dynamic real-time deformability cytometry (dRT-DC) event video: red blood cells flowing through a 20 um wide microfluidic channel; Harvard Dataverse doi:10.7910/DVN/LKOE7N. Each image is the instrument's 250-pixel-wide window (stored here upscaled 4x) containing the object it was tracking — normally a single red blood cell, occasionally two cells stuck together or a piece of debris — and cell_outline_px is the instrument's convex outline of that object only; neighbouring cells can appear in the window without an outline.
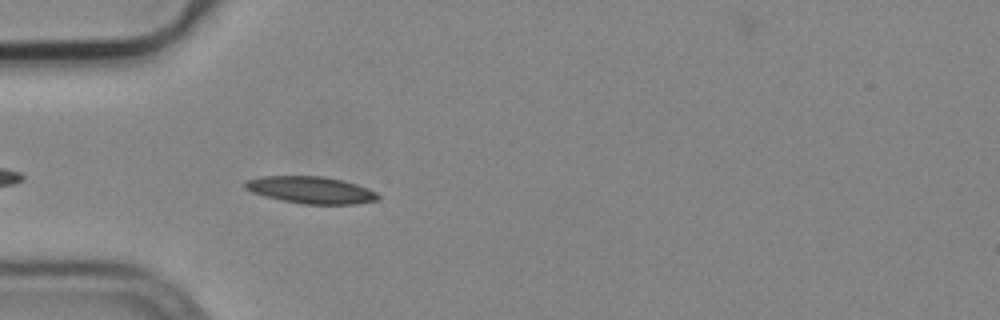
{"species": "common noctule bat (a hibernating species)", "species_latin": "Nyctalus noctula", "temperature_condition": "cold", "stored_images_in_passage": 4, "camera_frame_rate_fps": 3000, "um_per_image_px": 0.085, "animal": {"sex": "male", "body_mass_g": 19.2, "forearm_length_mm": 51.8}, "frame": {"image": 1, "passage_image": 4, "time_ms": 1.0, "image_size_px": [1000, 320], "cell_outline_px": [[380, 200], [356, 204], [300, 204], [280, 200], [264, 196], [252, 192], [244, 188], [244, 184], [248, 180], [260, 176], [324, 176], [344, 180], [368, 188], [376, 192], [380, 196]], "centroid_in_image_um": [26.45, 16.15], "position_along_channel_um": 58.6, "area_um2": 21.15}}